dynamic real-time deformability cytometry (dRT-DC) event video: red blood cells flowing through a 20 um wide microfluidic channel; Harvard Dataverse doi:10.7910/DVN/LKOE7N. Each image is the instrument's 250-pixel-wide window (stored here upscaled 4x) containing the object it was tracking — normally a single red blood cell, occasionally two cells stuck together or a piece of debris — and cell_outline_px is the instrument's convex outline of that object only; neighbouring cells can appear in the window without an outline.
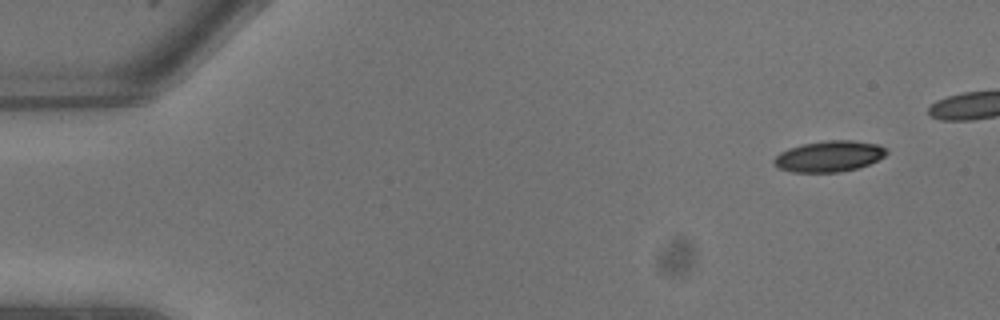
{"species": "common noctule bat (a hibernating species)", "species_latin": "Nyctalus noctula", "temperature_condition": "warm", "stored_images_in_passage": 9, "camera_frame_rate_fps": 3000, "um_per_image_px": 0.085, "animal": {"sex": "male", "body_mass_g": 13.3}, "frame": {"image": 1, "passage_image": 1, "time_ms": 0.0, "image_size_px": [1000, 320], "cell_outline_px": [[888, 152], [884, 156], [868, 164], [856, 168], [840, 172], [792, 172], [776, 168], [772, 164], [772, 160], [780, 152], [788, 148], [804, 144], [824, 140], [852, 140], [880, 144]], "centroid_in_image_um": [70.43, 13.28], "position_along_channel_um": 14.6, "area_um2": 20.4}}
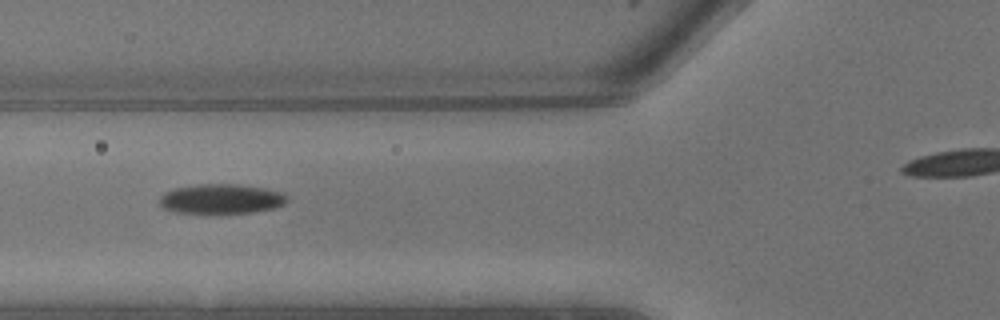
{"frame": {"image": 2, "passage_image": 8, "time_ms": 2.333, "image_size_px": [1000, 320], "cell_outline_px": [[288, 200], [284, 204], [272, 208], [252, 212], [216, 216], [212, 216], [172, 212], [164, 208], [160, 204], [160, 196], [164, 192], [176, 188], [200, 184], [240, 184], [264, 188], [284, 192], [288, 196]], "centroid_in_image_um": [18.79, 16.95], "position_along_channel_um": 107.0, "area_um2": 23.06}}